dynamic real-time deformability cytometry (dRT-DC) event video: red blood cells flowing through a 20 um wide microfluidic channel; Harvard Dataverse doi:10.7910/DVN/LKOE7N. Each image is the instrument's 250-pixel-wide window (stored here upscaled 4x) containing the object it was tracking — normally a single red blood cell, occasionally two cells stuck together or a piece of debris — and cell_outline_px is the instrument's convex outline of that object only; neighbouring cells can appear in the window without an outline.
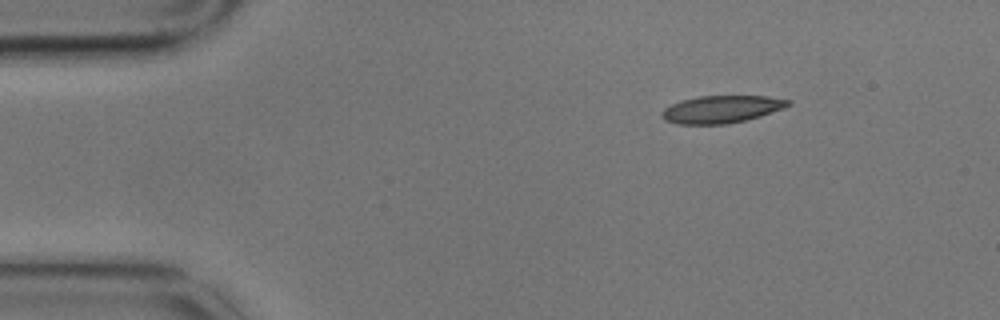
{"species": "common noctule bat (a hibernating species)", "species_latin": "Nyctalus noctula", "temperature_condition": "cold", "stored_images_in_passage": 4, "camera_frame_rate_fps": 3000, "um_per_image_px": 0.085, "animal": {"sex": "male", "body_mass_g": 17.9}, "frame": {"image": 1, "passage_image": 1, "time_ms": 0.0, "image_size_px": [1000, 320], "cell_outline_px": [[792, 104], [784, 108], [760, 116], [728, 124], [676, 124], [664, 120], [660, 112], [664, 108], [680, 100], [700, 96], [768, 96], [792, 100]], "centroid_in_image_um": [61.33, 9.28], "position_along_channel_um": 23.7, "area_um2": 20.29}}
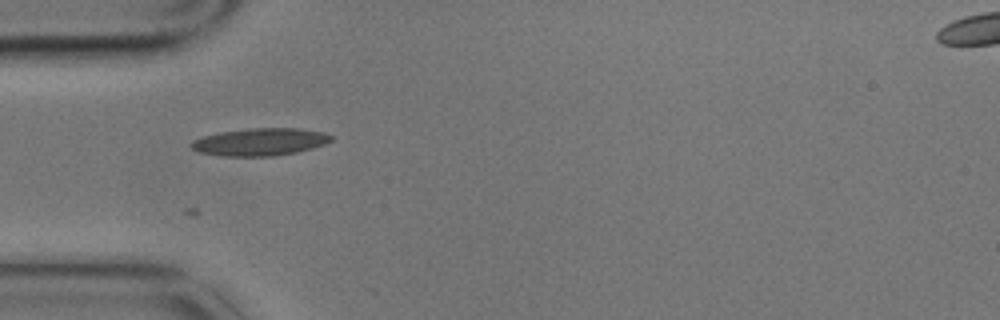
{"frame": {"image": 2, "passage_image": 3, "time_ms": 0.667, "image_size_px": [1000, 320], "cell_outline_px": [[332, 140], [324, 144], [312, 148], [296, 152], [272, 156], [220, 156], [200, 152], [192, 148], [192, 140], [204, 136], [220, 132], [248, 128], [300, 128], [324, 132], [332, 136]], "centroid_in_image_um": [22.12, 12.05], "position_along_channel_um": 62.9, "area_um2": 22.31}}